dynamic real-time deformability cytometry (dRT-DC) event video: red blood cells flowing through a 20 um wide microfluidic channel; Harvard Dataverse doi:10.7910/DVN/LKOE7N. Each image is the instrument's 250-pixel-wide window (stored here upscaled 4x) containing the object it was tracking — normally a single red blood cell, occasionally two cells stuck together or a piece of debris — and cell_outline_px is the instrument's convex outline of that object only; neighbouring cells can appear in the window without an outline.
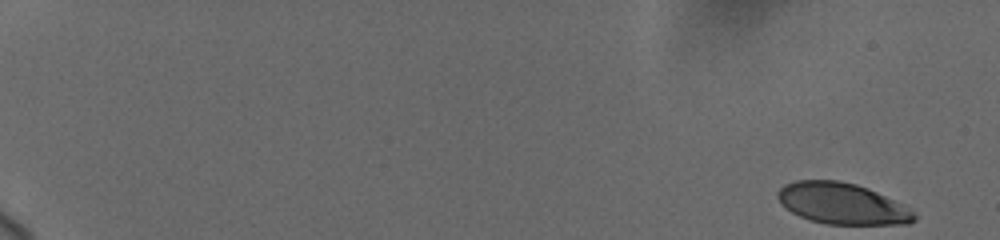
{"species": "human", "species_latin": "Homo sapiens", "temperature_condition": "cold", "stored_images_in_passage": 51, "camera_frame_rate_fps": 3000, "um_per_image_px": 0.085, "donor": {"sex": "female"}, "frame": {"image": 1, "passage_image": 1, "time_ms": 0.0, "image_size_px": [1000, 240], "cell_outline_px": [[916, 220], [908, 224], [828, 224], [812, 220], [800, 216], [792, 212], [780, 204], [776, 196], [776, 192], [784, 184], [796, 180], [840, 180], [856, 184], [868, 188], [912, 208], [916, 216]], "centroid_in_image_um": [71.58, 17.29], "position_along_channel_um": 13.4, "area_um2": 32.95}}
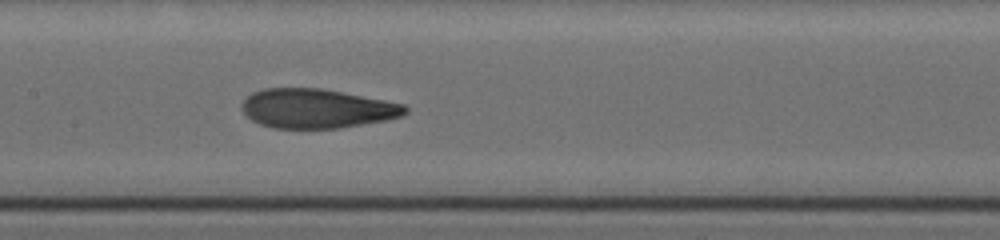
{"frame": {"image": 2, "passage_image": 29, "time_ms": 10.0, "image_size_px": [1000, 240], "cell_outline_px": [[408, 112], [404, 116], [388, 120], [340, 128], [272, 128], [260, 124], [252, 120], [240, 108], [244, 100], [252, 92], [264, 88], [320, 88], [384, 100], [404, 104], [408, 108]], "centroid_in_image_um": [26.95, 9.23], "position_along_channel_um": 180.5, "area_um2": 37.45}}
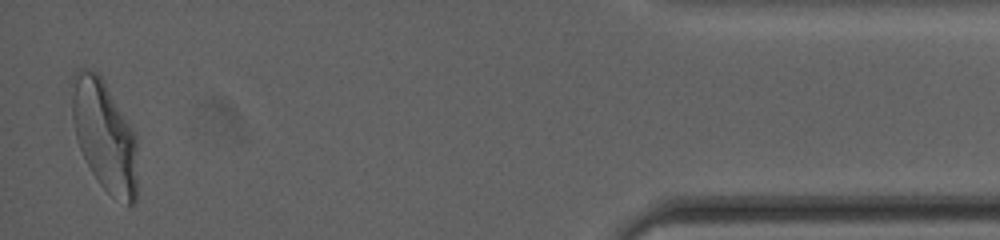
{"frame": {"image": 3, "passage_image": 51, "time_ms": 18.333, "image_size_px": [1000, 240], "cell_outline_px": [[136, 204], [128, 204], [112, 196], [100, 184], [92, 172], [80, 148], [76, 136], [72, 120], [72, 72], [80, 68], [96, 72], [104, 80], [132, 128], [136, 136]], "centroid_in_image_um": [8.87, 11.5], "position_along_channel_um": 426.3, "area_um2": 41.96}, "authors_computed_cell_mechanics": {"area_um2": 37.6856, "velocity_mm_per_s": 3.6829, "shape_relaxation_time_tau1_ms": 5.6845, "shape_relaxation_time_tau2_ms": 1.0353, "deformation_change_tau1": 0.2098, "deformation_change_tau2": 0.0794}}